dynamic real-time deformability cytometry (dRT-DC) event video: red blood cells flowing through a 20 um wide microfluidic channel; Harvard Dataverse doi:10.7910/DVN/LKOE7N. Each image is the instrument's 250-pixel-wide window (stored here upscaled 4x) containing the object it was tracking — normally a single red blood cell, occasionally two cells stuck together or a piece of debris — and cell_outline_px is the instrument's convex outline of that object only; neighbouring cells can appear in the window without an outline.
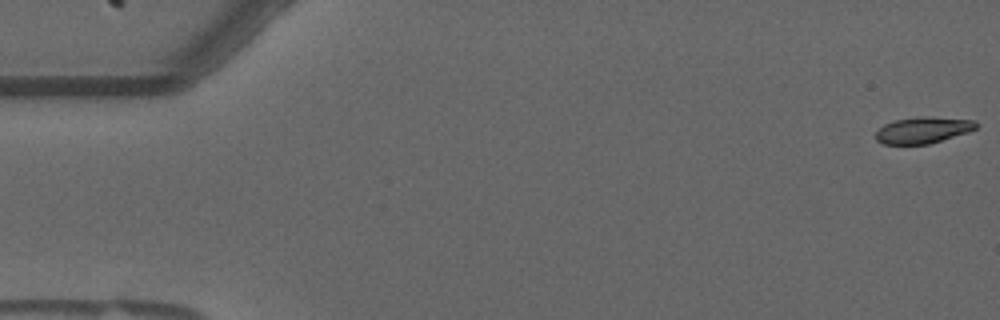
{"species": "common noctule bat (a hibernating species)", "species_latin": "Nyctalus noctula", "temperature_condition": "warm", "stored_images_in_passage": 56, "camera_frame_rate_fps": 3000, "um_per_image_px": 0.085, "animal": {"sex": "male", "forearm_length_mm": 52.5}, "frame": {"image": 1, "passage_image": 1, "time_ms": 0.0, "image_size_px": [1000, 320], "cell_outline_px": [[980, 124], [976, 128], [968, 132], [928, 144], [884, 144], [876, 140], [876, 132], [884, 124], [896, 120], [916, 116], [928, 116], [976, 120]], "centroid_in_image_um": [78.48, 11.04], "position_along_channel_um": 6.5, "area_um2": 15.49}}
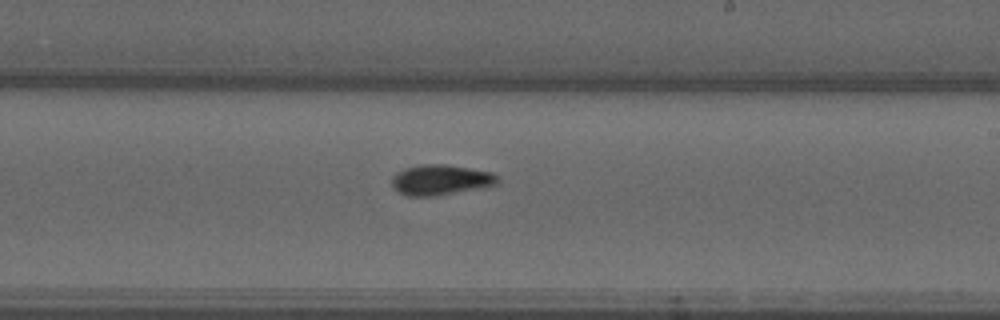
{"frame": {"image": 2, "passage_image": 33, "time_ms": 10.667, "image_size_px": [1000, 320], "cell_outline_px": [[500, 180], [496, 184], [440, 196], [408, 196], [392, 188], [392, 176], [396, 172], [404, 168], [420, 164], [444, 164], [492, 172], [500, 176]], "centroid_in_image_um": [37.43, 15.29], "position_along_channel_um": 251.6, "area_um2": 18.84}}
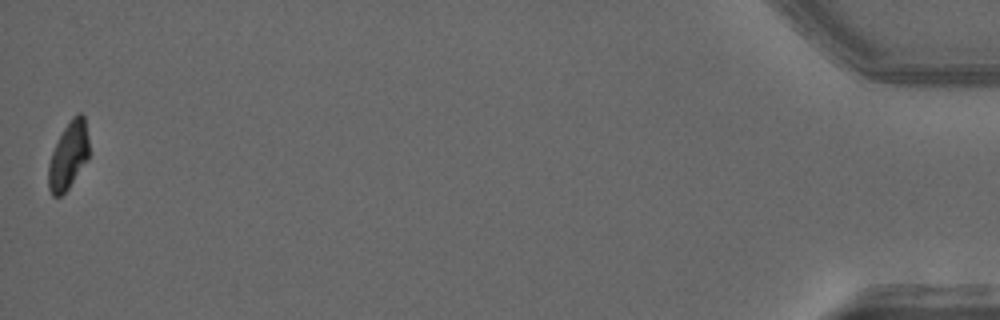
{"frame": {"image": 3, "passage_image": 56, "time_ms": 18.333, "image_size_px": [1000, 320], "cell_outline_px": [[88, 160], [68, 188], [60, 196], [52, 196], [48, 188], [48, 164], [52, 152], [64, 128], [72, 116], [76, 112], [80, 112], [84, 116], [88, 136]], "centroid_in_image_um": [5.81, 13.21], "position_along_channel_um": 429.4, "area_um2": 15.9}, "authors_computed_cell_mechanics": {"area_um2": 16.9065, "velocity_mm_per_s": 3.6375, "shape_relaxation_time_tau1_ms": null, "shape_relaxation_time_tau2_ms": 5.9832, "deformation_change_tau1": null, "deformation_change_tau2": 0.0827}}